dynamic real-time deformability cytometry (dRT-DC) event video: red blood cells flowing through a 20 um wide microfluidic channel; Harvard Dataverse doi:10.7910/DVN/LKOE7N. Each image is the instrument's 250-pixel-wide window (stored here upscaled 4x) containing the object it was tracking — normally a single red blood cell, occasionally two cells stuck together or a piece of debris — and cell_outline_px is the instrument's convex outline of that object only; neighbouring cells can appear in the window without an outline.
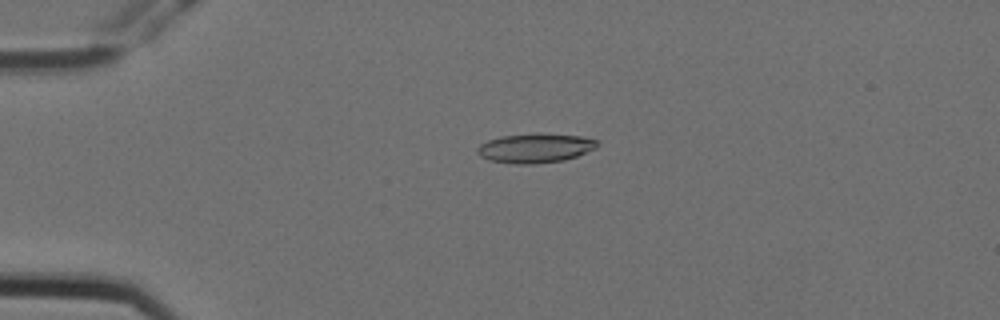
{"species": "Egyptian fruit bat (a non-hibernating species)", "species_latin": "Rousettus aegyptiacus", "temperature_condition": "cold", "stored_images_in_passage": 3, "camera_frame_rate_fps": 3000, "um_per_image_px": 0.085, "animal": {"sex": "female"}, "frame": {"image": 1, "passage_image": 2, "time_ms": 0.333, "image_size_px": [1000, 320], "cell_outline_px": [[600, 144], [596, 148], [576, 156], [564, 160], [532, 164], [512, 164], [488, 160], [480, 156], [476, 152], [476, 148], [480, 144], [488, 140], [500, 136], [536, 132], [580, 136], [596, 140]], "centroid_in_image_um": [45.46, 12.58], "position_along_channel_um": 39.5, "area_um2": 20.81}}
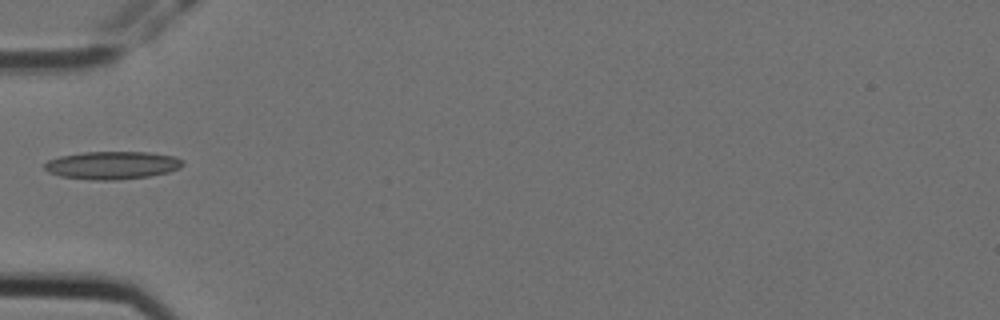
{"frame": {"image": 2, "passage_image": 3, "time_ms": 0.667, "image_size_px": [1000, 320], "cell_outline_px": [[184, 164], [180, 168], [168, 172], [148, 176], [120, 180], [92, 180], [60, 176], [48, 172], [44, 168], [44, 164], [48, 160], [60, 156], [84, 152], [148, 152], [172, 156], [184, 160]], "centroid_in_image_um": [9.53, 14.05], "position_along_channel_um": 75.5, "area_um2": 22.48}}